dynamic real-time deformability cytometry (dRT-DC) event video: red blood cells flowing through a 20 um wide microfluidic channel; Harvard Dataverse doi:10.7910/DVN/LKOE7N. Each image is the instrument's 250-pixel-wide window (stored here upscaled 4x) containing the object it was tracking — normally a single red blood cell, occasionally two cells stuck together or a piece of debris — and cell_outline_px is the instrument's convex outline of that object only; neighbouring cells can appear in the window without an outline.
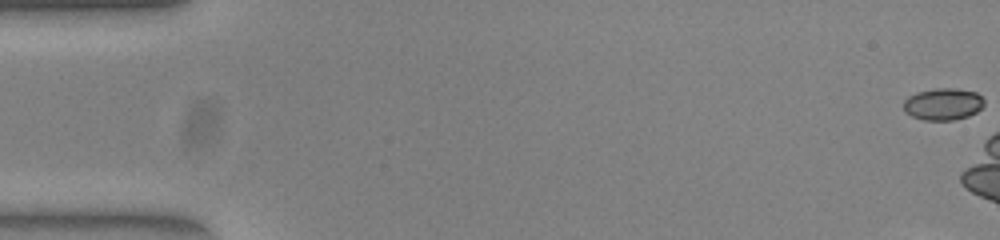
{"species": "common noctule bat (a hibernating species)", "species_latin": "Nyctalus noctula", "temperature_condition": "warm", "stored_images_in_passage": 8, "camera_frame_rate_fps": 3000, "um_per_image_px": 0.085, "animal": {"sex": "female", "body_mass_g": 23.0, "forearm_length_mm": 53.4}, "frame": {"image": 1, "passage_image": 1, "time_ms": 0.0, "image_size_px": [1000, 240], "cell_outline_px": [[984, 104], [976, 112], [968, 116], [952, 120], [924, 120], [912, 116], [904, 112], [904, 100], [908, 96], [916, 92], [936, 88], [956, 88], [976, 92], [984, 100]], "centroid_in_image_um": [80.14, 8.84], "position_along_channel_um": 4.9, "area_um2": 15.03}}